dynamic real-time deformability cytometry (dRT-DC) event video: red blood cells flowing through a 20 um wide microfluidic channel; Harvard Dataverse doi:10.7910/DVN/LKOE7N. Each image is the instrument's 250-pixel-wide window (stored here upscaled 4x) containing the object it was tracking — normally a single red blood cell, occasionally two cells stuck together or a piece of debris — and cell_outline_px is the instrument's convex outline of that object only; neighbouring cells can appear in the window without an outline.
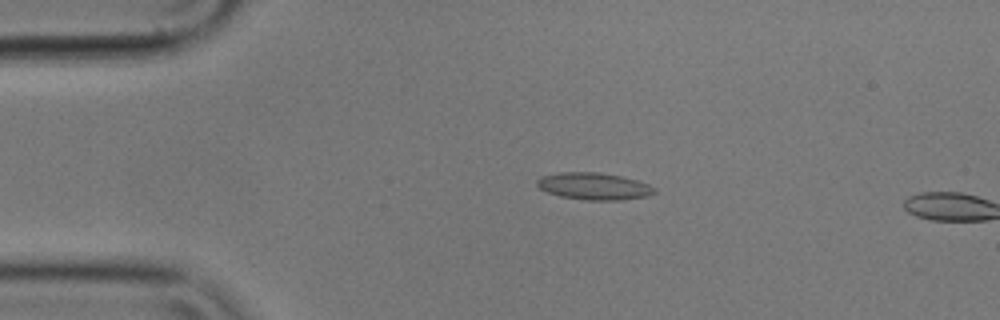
{"species": "common noctule bat (a hibernating species)", "species_latin": "Nyctalus noctula", "temperature_condition": "cold", "stored_images_in_passage": 13, "camera_frame_rate_fps": 3000, "um_per_image_px": 0.085, "animal": {"sex": "male", "body_mass_g": 17.9}, "frame": {"image": 1, "passage_image": 11, "time_ms": 3.333, "image_size_px": [1000, 320], "cell_outline_px": [[656, 192], [648, 196], [620, 200], [584, 200], [560, 196], [548, 192], [540, 188], [536, 184], [536, 180], [540, 176], [560, 172], [600, 172], [620, 176], [636, 180], [648, 184], [656, 188]], "centroid_in_image_um": [50.47, 15.82], "position_along_channel_um": 34.5, "area_um2": 18.55}}